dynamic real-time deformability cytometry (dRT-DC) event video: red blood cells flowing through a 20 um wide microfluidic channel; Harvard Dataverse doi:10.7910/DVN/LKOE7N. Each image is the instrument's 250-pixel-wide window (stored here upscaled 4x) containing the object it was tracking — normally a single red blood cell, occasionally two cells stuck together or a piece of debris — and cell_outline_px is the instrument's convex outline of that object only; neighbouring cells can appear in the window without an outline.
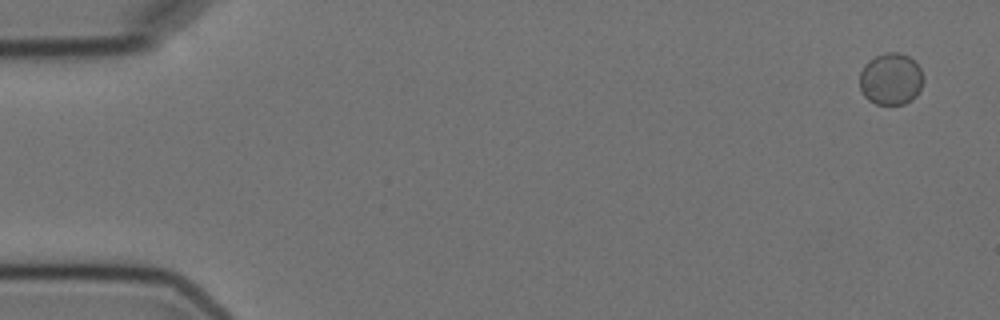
{"species": "Egyptian fruit bat (a non-hibernating species)", "species_latin": "Rousettus aegyptiacus", "temperature_condition": "cold", "stored_images_in_passage": 4, "camera_frame_rate_fps": 3000, "um_per_image_px": 0.085, "animal": {"sex": "female"}, "frame": {"image": 1, "passage_image": 1, "time_ms": 0.0, "image_size_px": [1000, 320], "cell_outline_px": [[924, 80], [916, 96], [912, 100], [904, 104], [876, 104], [868, 100], [864, 96], [860, 88], [860, 72], [864, 64], [868, 60], [884, 52], [900, 52], [908, 56], [920, 68], [924, 76]], "centroid_in_image_um": [75.72, 6.71], "position_along_channel_um": 9.3, "area_um2": 19.42}}
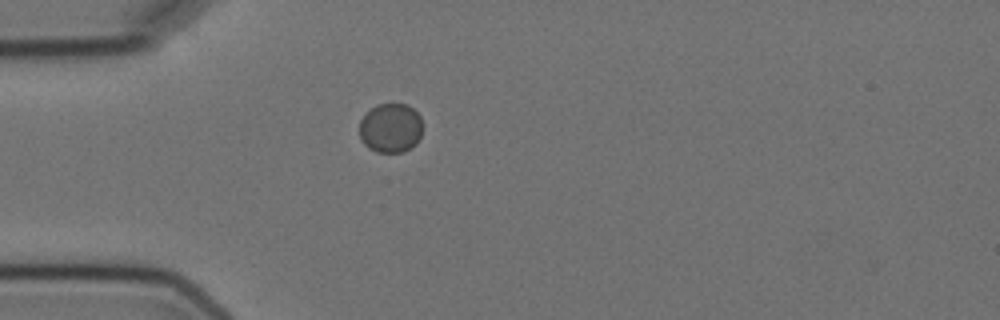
{"frame": {"image": 2, "passage_image": 4, "time_ms": 4.667, "image_size_px": [1000, 320], "cell_outline_px": [[424, 128], [416, 144], [404, 152], [376, 152], [368, 148], [360, 140], [360, 120], [376, 104], [408, 104], [420, 116]], "centroid_in_image_um": [33.22, 10.89], "position_along_channel_um": 51.8, "area_um2": 18.38}}